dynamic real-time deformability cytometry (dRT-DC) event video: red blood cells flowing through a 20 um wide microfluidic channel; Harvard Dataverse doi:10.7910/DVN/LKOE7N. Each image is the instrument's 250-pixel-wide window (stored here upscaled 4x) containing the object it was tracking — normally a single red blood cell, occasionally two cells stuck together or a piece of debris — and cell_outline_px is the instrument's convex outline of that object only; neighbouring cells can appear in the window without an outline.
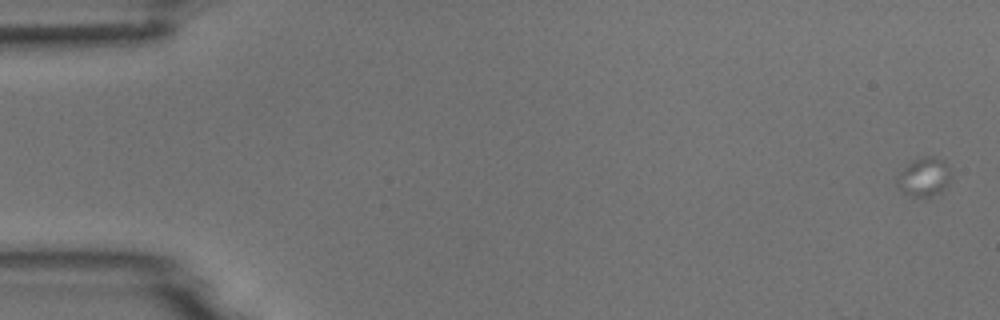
{"species": "common noctule bat (a hibernating species)", "species_latin": "Nyctalus noctula", "temperature_condition": "room temperature", "stored_images_in_passage": 15, "camera_frame_rate_fps": 3000, "um_per_image_px": 0.085, "animal": {"sex": "male", "body_mass_g": 18.8}, "frame": {"image": 1, "passage_image": 1, "time_ms": 0.0, "image_size_px": [1000, 320], "cell_outline_px": [[952, 176], [948, 184], [940, 192], [932, 196], [912, 196], [904, 192], [896, 184], [896, 180], [904, 168], [912, 160], [920, 156], [932, 156], [944, 160]], "centroid_in_image_um": [78.57, 15.02], "position_along_channel_um": 6.4, "area_um2": 12.08}}